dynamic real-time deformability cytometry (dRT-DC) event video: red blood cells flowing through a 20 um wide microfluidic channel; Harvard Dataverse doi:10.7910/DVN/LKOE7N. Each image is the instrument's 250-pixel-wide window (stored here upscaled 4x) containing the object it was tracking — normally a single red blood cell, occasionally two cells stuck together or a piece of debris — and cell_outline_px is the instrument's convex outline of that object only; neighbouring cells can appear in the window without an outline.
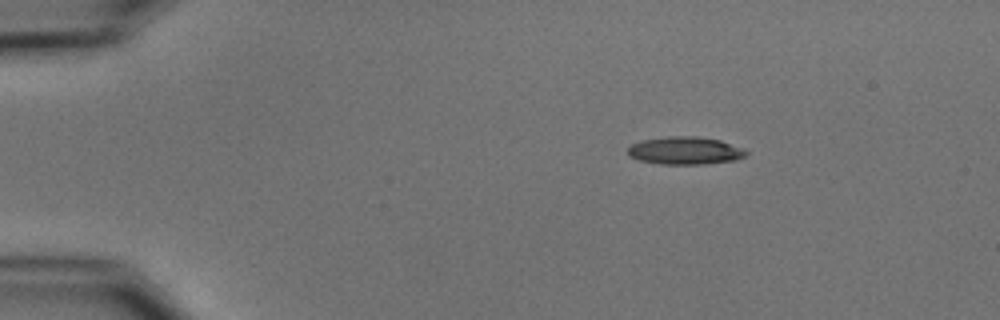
{"species": "common noctule bat (a hibernating species)", "species_latin": "Nyctalus noctula", "temperature_condition": "cold", "stored_images_in_passage": 46, "camera_frame_rate_fps": 3000, "um_per_image_px": 0.085, "animal": {"sex": "male", "body_mass_g": 15.6}, "frame": {"image": 1, "passage_image": 1, "time_ms": 0.0, "image_size_px": [1000, 320], "cell_outline_px": [[748, 156], [736, 160], [704, 164], [660, 164], [640, 160], [628, 156], [628, 148], [632, 144], [644, 140], [668, 136], [696, 136], [720, 140], [744, 148], [748, 152]], "centroid_in_image_um": [58.28, 12.8], "position_along_channel_um": 26.7, "area_um2": 19.19}}
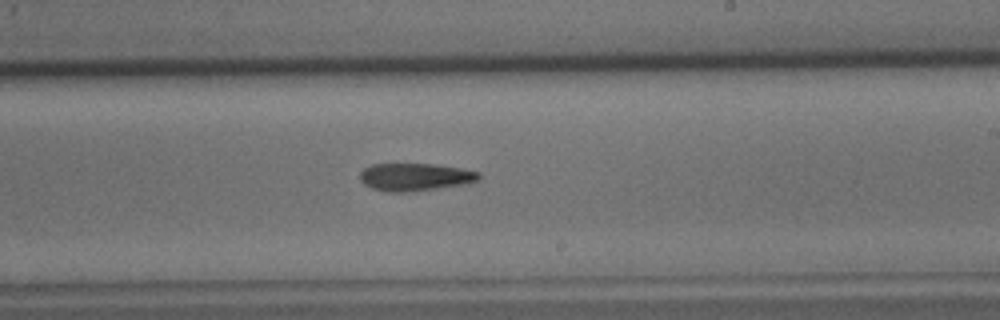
{"frame": {"image": 2, "passage_image": 25, "time_ms": 8.0, "image_size_px": [1000, 320], "cell_outline_px": [[480, 180], [464, 184], [436, 188], [404, 192], [392, 192], [372, 188], [364, 184], [360, 180], [360, 172], [364, 168], [372, 164], [432, 164], [460, 168], [480, 172]], "centroid_in_image_um": [35.27, 15.03], "position_along_channel_um": 253.7, "area_um2": 18.96}}
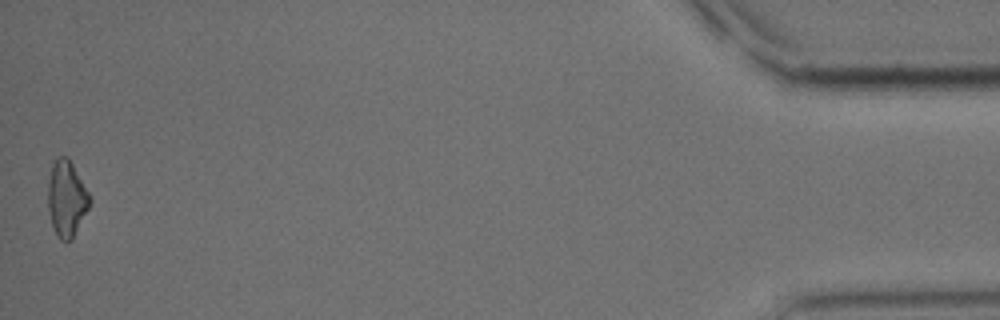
{"frame": {"image": 3, "passage_image": 46, "time_ms": 15.0, "image_size_px": [1000, 320], "cell_outline_px": [[92, 200], [72, 240], [60, 240], [56, 236], [48, 212], [48, 184], [52, 164], [60, 156], [68, 156], [88, 192]], "centroid_in_image_um": [5.65, 16.89], "position_along_channel_um": 429.5, "area_um2": 18.32}}